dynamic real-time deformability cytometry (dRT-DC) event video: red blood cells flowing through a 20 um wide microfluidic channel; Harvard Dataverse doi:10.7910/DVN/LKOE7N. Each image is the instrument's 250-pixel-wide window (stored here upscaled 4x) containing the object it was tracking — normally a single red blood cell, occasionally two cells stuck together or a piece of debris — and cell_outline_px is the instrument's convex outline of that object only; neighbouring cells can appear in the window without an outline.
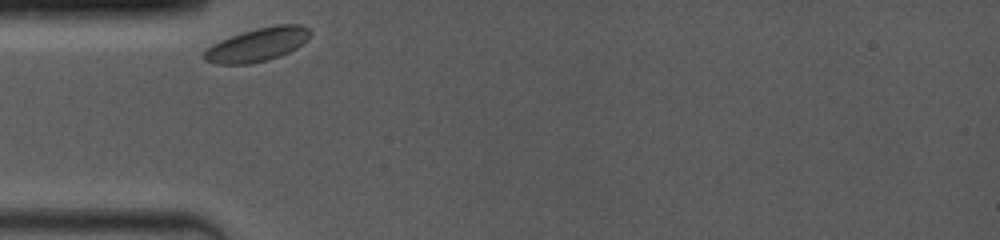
{"species": "common noctule bat (a hibernating species)", "species_latin": "Nyctalus noctula", "temperature_condition": "room temperature", "stored_images_in_passage": 49, "camera_frame_rate_fps": 4000, "um_per_image_px": 0.085, "animal": {"sex": "female", "body_mass_g": 19.0, "forearm_length_mm": 53.3}, "frame": {"image": 1, "passage_image": 1, "time_ms": 0.0, "image_size_px": [1000, 240], "cell_outline_px": [[312, 32], [308, 40], [296, 48], [280, 56], [268, 60], [248, 64], [216, 64], [204, 60], [200, 56], [212, 44], [220, 40], [256, 28], [276, 24], [300, 24], [308, 28]], "centroid_in_image_um": [21.89, 3.79], "position_along_channel_um": 63.1, "area_um2": 20.81}}
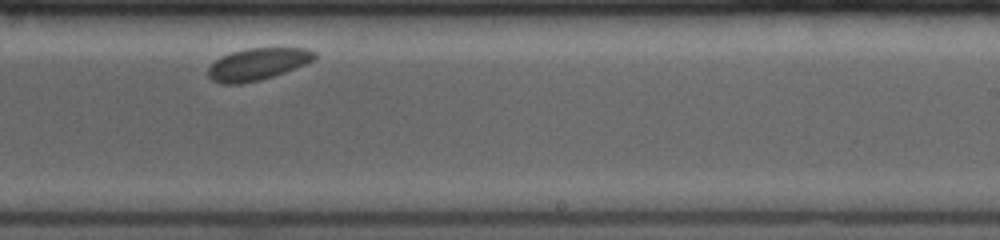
{"frame": {"image": 2, "passage_image": 28, "time_ms": 5.75, "image_size_px": [1000, 240], "cell_outline_px": [[316, 56], [312, 60], [304, 64], [284, 72], [260, 80], [240, 84], [220, 84], [212, 80], [208, 76], [208, 68], [220, 56], [232, 52], [248, 48], [308, 48], [316, 52]], "centroid_in_image_um": [21.86, 5.45], "position_along_channel_um": 267.1, "area_um2": 19.71}}
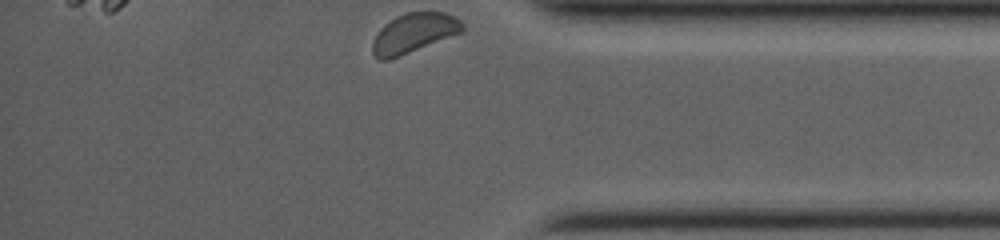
{"frame": {"image": 3, "passage_image": 49, "time_ms": 9.5, "image_size_px": [1000, 240], "cell_outline_px": [[464, 28], [460, 32], [388, 60], [380, 60], [372, 52], [372, 40], [380, 28], [384, 24], [396, 16], [404, 12], [444, 12], [456, 16], [464, 24]], "centroid_in_image_um": [35.14, 2.78], "position_along_channel_um": 400.1, "area_um2": 20.4}, "authors_computed_cell_mechanics": {"area_um2": 20.3456, "velocity_mm_per_s": 3.605, "shape_relaxation_time_tau1_ms": 2.6896, "shape_relaxation_time_tau2_ms": null, "deformation_change_tau1": 0.0565, "deformation_change_tau2": null}}